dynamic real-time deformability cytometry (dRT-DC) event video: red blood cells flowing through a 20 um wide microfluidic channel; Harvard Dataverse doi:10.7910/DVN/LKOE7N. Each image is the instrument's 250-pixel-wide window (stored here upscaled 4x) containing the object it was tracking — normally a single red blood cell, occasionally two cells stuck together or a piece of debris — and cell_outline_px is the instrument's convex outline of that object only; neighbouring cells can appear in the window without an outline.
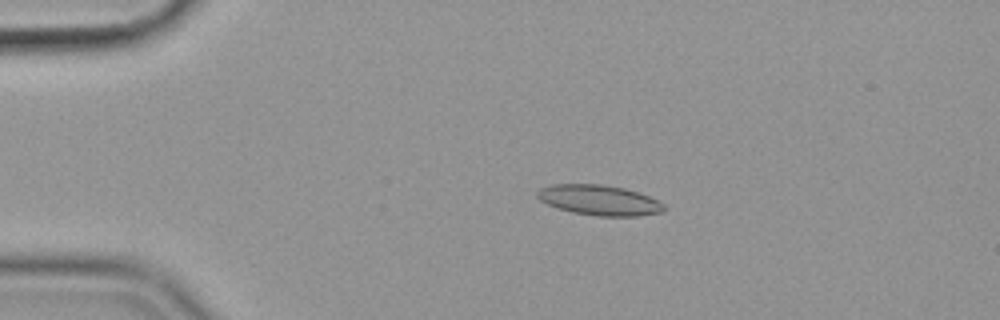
{"species": "common noctule bat (a hibernating species)", "species_latin": "Nyctalus noctula", "temperature_condition": "cold", "stored_images_in_passage": 57, "camera_frame_rate_fps": 3000, "um_per_image_px": 0.085, "animal": {"sex": "female", "body_mass_g": 19.9}, "frame": {"image": 1, "passage_image": 12, "time_ms": 3.667, "image_size_px": [1000, 320], "cell_outline_px": [[664, 212], [636, 216], [596, 216], [572, 212], [556, 208], [540, 200], [536, 196], [536, 192], [540, 188], [552, 184], [600, 184], [624, 188], [648, 196], [664, 204]], "centroid_in_image_um": [50.9, 17.01], "position_along_channel_um": 34.1, "area_um2": 22.31}}
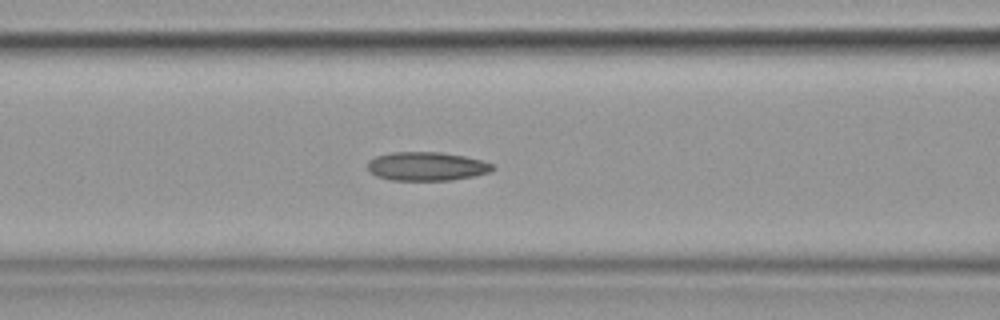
{"frame": {"image": 2, "passage_image": 24, "time_ms": 7.667, "image_size_px": [1000, 320], "cell_outline_px": [[496, 168], [488, 172], [476, 176], [452, 180], [388, 180], [376, 176], [368, 172], [368, 160], [376, 156], [392, 152], [440, 152], [464, 156], [480, 160], [492, 164]], "centroid_in_image_um": [36.24, 14.14], "position_along_channel_um": 130.4, "area_um2": 21.04}}
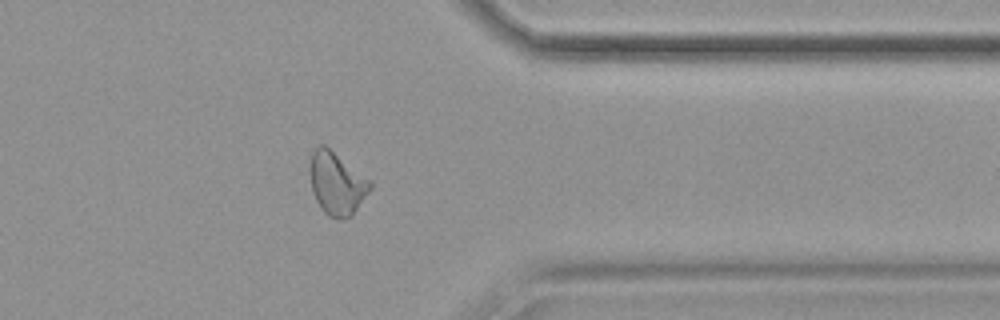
{"frame": {"image": 3, "passage_image": 46, "time_ms": 15.0, "image_size_px": [1000, 320], "cell_outline_px": [[372, 188], [352, 216], [328, 216], [324, 212], [316, 200], [312, 192], [308, 172], [308, 168], [312, 152], [320, 144], [324, 144], [368, 180], [372, 184]], "centroid_in_image_um": [28.57, 15.57], "position_along_channel_um": 382.8, "area_um2": 21.56}, "authors_computed_cell_mechanics": {"area_um2": 21.5016, "velocity_mm_per_s": 3.5603, "shape_relaxation_time_tau1_ms": null, "shape_relaxation_time_tau2_ms": 2.534, "deformation_change_tau1": null, "deformation_change_tau2": 0.096}}